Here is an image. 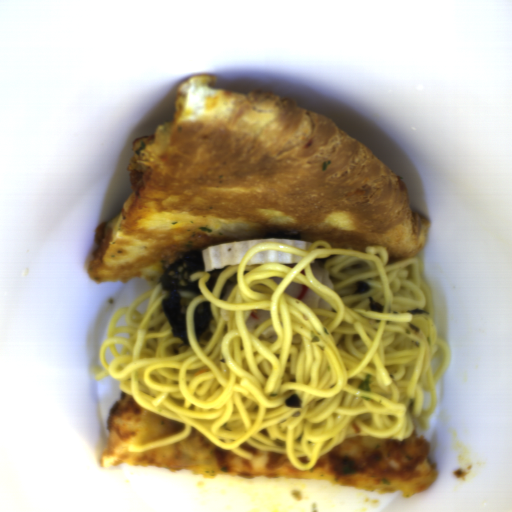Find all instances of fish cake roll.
<instances>
[{"label": "fish cake roll", "mask_w": 512, "mask_h": 512, "mask_svg": "<svg viewBox=\"0 0 512 512\" xmlns=\"http://www.w3.org/2000/svg\"><path fill=\"white\" fill-rule=\"evenodd\" d=\"M261 243H280L308 251L312 242L285 238H253L216 244L202 249L204 271L209 272L222 269L225 266L238 265L249 250Z\"/></svg>", "instance_id": "fish-cake-roll-1"}, {"label": "fish cake roll", "mask_w": 512, "mask_h": 512, "mask_svg": "<svg viewBox=\"0 0 512 512\" xmlns=\"http://www.w3.org/2000/svg\"><path fill=\"white\" fill-rule=\"evenodd\" d=\"M292 297L299 298L310 308H317L325 311H333V307L322 300L315 292H313L307 285L291 282L284 291Z\"/></svg>", "instance_id": "fish-cake-roll-2"}, {"label": "fish cake roll", "mask_w": 512, "mask_h": 512, "mask_svg": "<svg viewBox=\"0 0 512 512\" xmlns=\"http://www.w3.org/2000/svg\"><path fill=\"white\" fill-rule=\"evenodd\" d=\"M303 257L278 250H262L255 253L247 262L252 264H292L299 263Z\"/></svg>", "instance_id": "fish-cake-roll-3"}, {"label": "fish cake roll", "mask_w": 512, "mask_h": 512, "mask_svg": "<svg viewBox=\"0 0 512 512\" xmlns=\"http://www.w3.org/2000/svg\"><path fill=\"white\" fill-rule=\"evenodd\" d=\"M270 319L269 310L256 309L252 310L249 318L245 322L246 330L255 331L262 324H264L267 320Z\"/></svg>", "instance_id": "fish-cake-roll-4"}, {"label": "fish cake roll", "mask_w": 512, "mask_h": 512, "mask_svg": "<svg viewBox=\"0 0 512 512\" xmlns=\"http://www.w3.org/2000/svg\"><path fill=\"white\" fill-rule=\"evenodd\" d=\"M314 277L318 282L326 286L327 288L334 289L335 285L329 278L328 270L319 263L315 262L310 267Z\"/></svg>", "instance_id": "fish-cake-roll-5"}, {"label": "fish cake roll", "mask_w": 512, "mask_h": 512, "mask_svg": "<svg viewBox=\"0 0 512 512\" xmlns=\"http://www.w3.org/2000/svg\"><path fill=\"white\" fill-rule=\"evenodd\" d=\"M277 333L273 326L267 327L261 331L258 339L266 342L273 343L277 340Z\"/></svg>", "instance_id": "fish-cake-roll-6"}]
</instances>
